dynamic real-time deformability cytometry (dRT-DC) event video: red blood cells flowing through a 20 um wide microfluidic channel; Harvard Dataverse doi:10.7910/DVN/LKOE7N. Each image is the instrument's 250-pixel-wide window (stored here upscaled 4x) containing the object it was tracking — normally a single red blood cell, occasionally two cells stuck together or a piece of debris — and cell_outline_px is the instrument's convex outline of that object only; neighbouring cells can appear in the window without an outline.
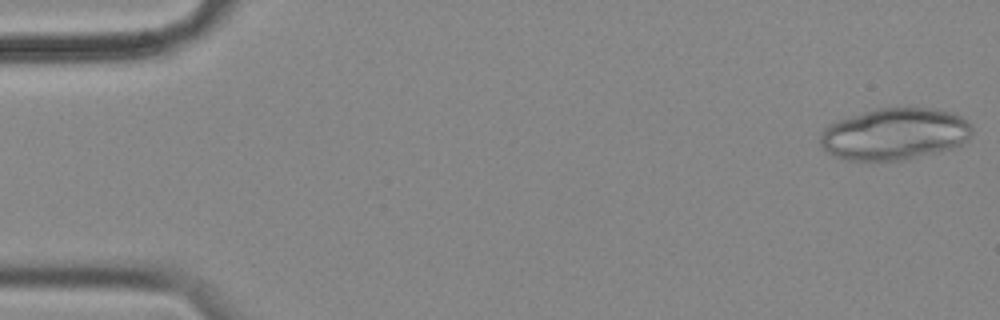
{"species": "common noctule bat (a hibernating species)", "species_latin": "Nyctalus noctula", "temperature_condition": "cold", "stored_images_in_passage": 19, "camera_frame_rate_fps": 3000, "um_per_image_px": 0.085, "animal": {"sex": "female", "body_mass_g": 18.4}, "frame": {"image": 1, "passage_image": 1, "time_ms": 0.0, "image_size_px": [1000, 320], "cell_outline_px": [[972, 132], [960, 144], [940, 152], [900, 160], [848, 160], [836, 156], [828, 152], [820, 144], [820, 136], [824, 128], [828, 124], [836, 120], [876, 108], [932, 108], [952, 112], [960, 116], [972, 124]], "centroid_in_image_um": [76.03, 11.38], "position_along_channel_um": 9.0, "area_um2": 45.66}}